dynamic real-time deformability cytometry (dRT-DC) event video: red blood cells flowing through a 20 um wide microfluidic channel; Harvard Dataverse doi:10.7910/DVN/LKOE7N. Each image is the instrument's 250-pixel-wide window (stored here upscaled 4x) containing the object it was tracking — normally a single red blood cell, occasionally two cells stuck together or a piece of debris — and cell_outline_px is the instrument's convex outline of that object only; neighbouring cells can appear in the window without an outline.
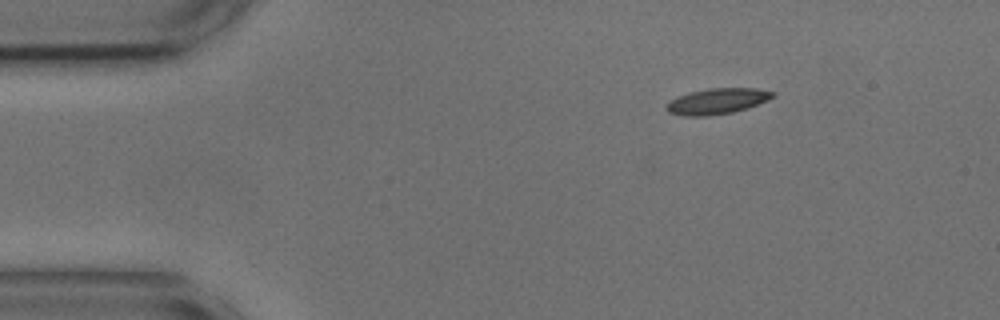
{"species": "common noctule bat (a hibernating species)", "species_latin": "Nyctalus noctula", "temperature_condition": "cold", "stored_images_in_passage": 48, "camera_frame_rate_fps": 3000, "um_per_image_px": 0.085, "animal": {"sex": "male", "body_mass_g": 17.9, "forearm_length_mm": 54.2}, "frame": {"image": 1, "passage_image": 1, "time_ms": 0.0, "image_size_px": [1000, 320], "cell_outline_px": [[776, 96], [756, 104], [732, 112], [708, 116], [684, 116], [668, 112], [664, 108], [676, 96], [688, 92], [708, 88], [756, 88], [776, 92]], "centroid_in_image_um": [60.93, 8.59], "position_along_channel_um": 24.1, "area_um2": 15.9}}
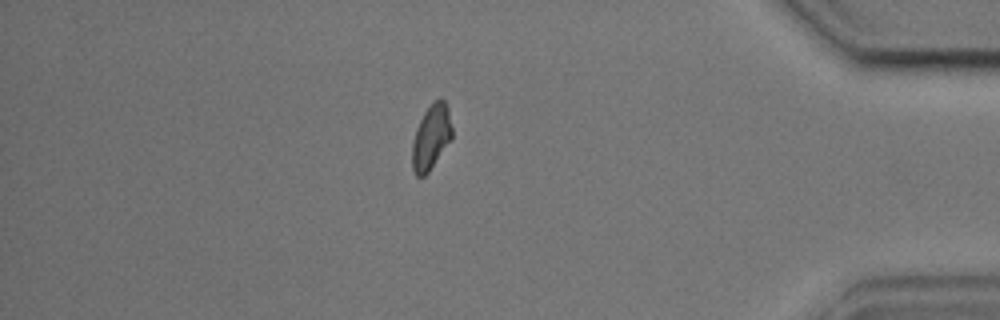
{"frame": {"image": 2, "passage_image": 40, "time_ms": 13.0, "image_size_px": [1000, 320], "cell_outline_px": [[452, 140], [428, 172], [424, 176], [416, 176], [412, 168], [412, 144], [416, 128], [424, 112], [440, 96], [444, 100], [448, 108], [452, 128]], "centroid_in_image_um": [36.66, 11.66], "position_along_channel_um": 398.5, "area_um2": 15.09}}
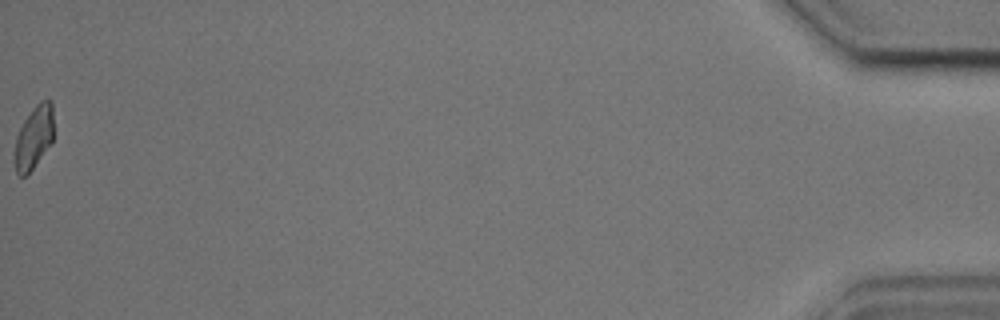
{"frame": {"image": 3, "passage_image": 48, "time_ms": 15.667, "image_size_px": [1000, 320], "cell_outline_px": [[52, 140], [28, 176], [20, 176], [16, 172], [12, 156], [12, 152], [16, 136], [24, 120], [32, 108], [40, 100], [52, 100]], "centroid_in_image_um": [2.81, 11.71], "position_along_channel_um": 432.4, "area_um2": 14.51}, "authors_computed_cell_mechanics": {"area_um2": 15.6349, "velocity_mm_per_s": 3.6511, "shape_relaxation_time_tau1_ms": 3.2654, "shape_relaxation_time_tau2_ms": 3.7253, "deformation_change_tau1": 0.1362, "deformation_change_tau2": 0.1093}}